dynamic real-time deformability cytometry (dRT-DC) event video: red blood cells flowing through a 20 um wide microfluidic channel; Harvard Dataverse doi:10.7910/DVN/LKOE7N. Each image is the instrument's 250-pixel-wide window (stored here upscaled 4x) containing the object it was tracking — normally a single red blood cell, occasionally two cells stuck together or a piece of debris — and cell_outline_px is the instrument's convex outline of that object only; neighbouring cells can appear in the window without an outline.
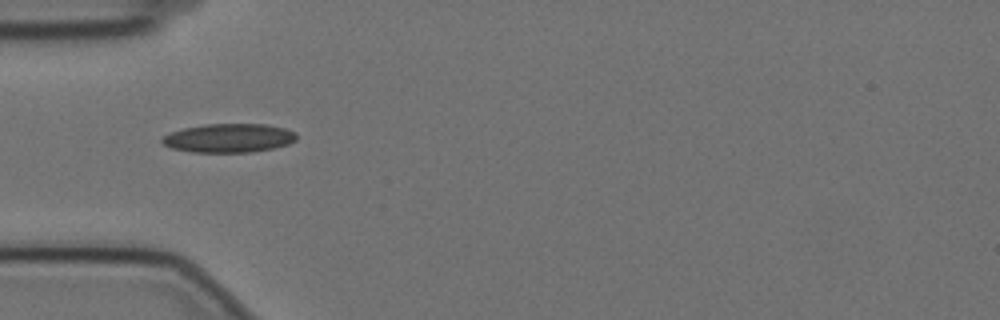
{"species": "Egyptian fruit bat (a non-hibernating species)", "species_latin": "Rousettus aegyptiacus", "temperature_condition": "cold", "stored_images_in_passage": 36, "camera_frame_rate_fps": 3000, "um_per_image_px": 0.085, "animal": {"sex": "female"}, "frame": {"image": 1, "passage_image": 1, "time_ms": 0.0, "image_size_px": [1000, 320], "cell_outline_px": [[296, 140], [288, 144], [272, 148], [252, 152], [192, 152], [172, 148], [164, 144], [160, 140], [168, 132], [184, 128], [204, 124], [268, 124], [284, 128], [296, 132]], "centroid_in_image_um": [19.45, 11.73], "position_along_channel_um": 65.6, "area_um2": 22.6}, "authors_computed_cell_mechanics": {"area_um2": 19.2474, "velocity_mm_per_s": 3.4935, "shape_relaxation_time_tau1_ms": null, "shape_relaxation_time_tau2_ms": 4.9185, "deformation_change_tau1": null, "deformation_change_tau2": 0.0896}}